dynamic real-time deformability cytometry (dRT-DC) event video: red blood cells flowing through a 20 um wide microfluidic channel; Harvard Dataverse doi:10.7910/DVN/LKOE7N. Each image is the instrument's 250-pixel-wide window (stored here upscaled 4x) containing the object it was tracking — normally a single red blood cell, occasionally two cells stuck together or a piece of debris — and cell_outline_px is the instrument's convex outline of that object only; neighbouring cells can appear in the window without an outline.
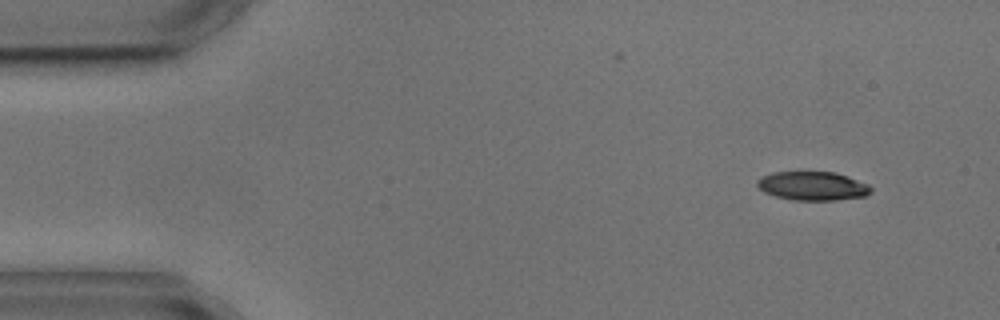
{"species": "common noctule bat (a hibernating species)", "species_latin": "Nyctalus noctula", "temperature_condition": "cold", "stored_images_in_passage": 4, "camera_frame_rate_fps": 3000, "um_per_image_px": 0.085, "animal": {"sex": "male", "body_mass_g": 17.9, "forearm_length_mm": 54.2}, "frame": {"image": 1, "passage_image": 1, "time_ms": 0.0, "image_size_px": [1000, 320], "cell_outline_px": [[872, 192], [868, 196], [836, 200], [792, 200], [776, 196], [764, 192], [756, 184], [756, 180], [772, 172], [836, 172], [848, 176], [868, 184], [872, 188]], "centroid_in_image_um": [69.11, 15.81], "position_along_channel_um": 15.9, "area_um2": 19.19}}
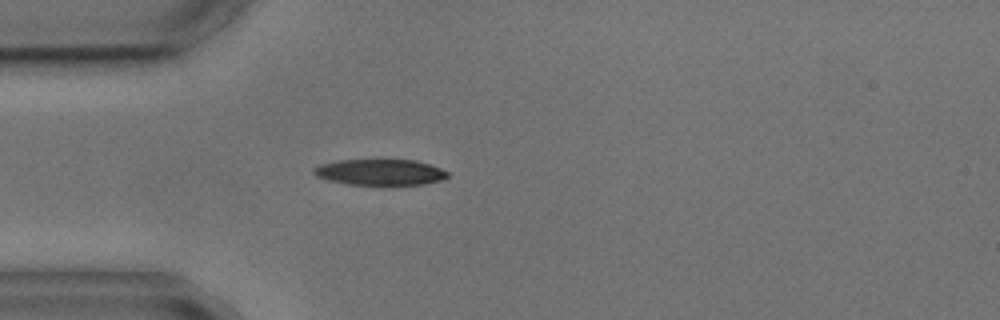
{"frame": {"image": 2, "passage_image": 4, "time_ms": 3.333, "image_size_px": [1000, 320], "cell_outline_px": [[448, 176], [440, 180], [424, 184], [348, 184], [328, 180], [316, 176], [312, 172], [312, 168], [320, 164], [336, 160], [416, 160], [440, 168], [448, 172]], "centroid_in_image_um": [32.26, 14.62], "position_along_channel_um": 52.7, "area_um2": 20.06}}